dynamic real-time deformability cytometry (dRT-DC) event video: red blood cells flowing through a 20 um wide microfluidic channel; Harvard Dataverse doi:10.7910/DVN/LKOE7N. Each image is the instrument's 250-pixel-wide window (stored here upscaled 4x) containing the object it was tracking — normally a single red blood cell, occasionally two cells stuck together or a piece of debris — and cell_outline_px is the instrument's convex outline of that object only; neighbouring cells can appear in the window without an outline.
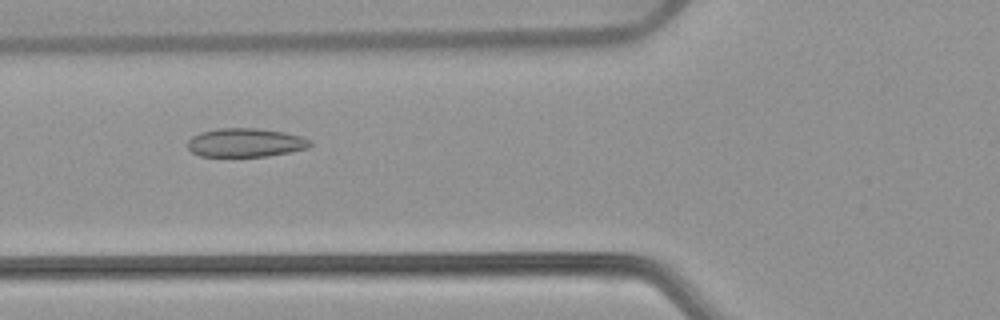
{"species": "common noctule bat (a hibernating species)", "species_latin": "Nyctalus noctula", "temperature_condition": "warm", "stored_images_in_passage": 54, "camera_frame_rate_fps": 3000, "um_per_image_px": 0.085, "animal": {"sex": "female", "body_mass_g": 22.7, "forearm_length_mm": 54.2}, "frame": {"image": 1, "passage_image": 21, "time_ms": 6.667, "image_size_px": [1000, 320], "cell_outline_px": [[312, 144], [308, 148], [292, 152], [268, 156], [200, 156], [192, 152], [188, 148], [188, 140], [192, 136], [200, 132], [216, 128], [256, 128], [284, 132], [304, 136], [312, 140]], "centroid_in_image_um": [20.91, 12.12], "position_along_channel_um": 104.9, "area_um2": 20.75}}
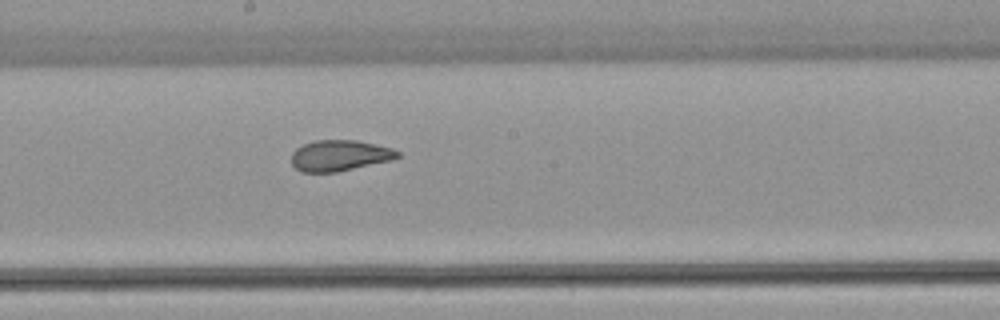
{"frame": {"image": 2, "passage_image": 30, "time_ms": 9.667, "image_size_px": [1000, 320], "cell_outline_px": [[400, 156], [392, 160], [336, 172], [300, 172], [292, 164], [292, 152], [296, 148], [304, 144], [316, 140], [356, 140], [392, 148], [400, 152]], "centroid_in_image_um": [28.87, 13.22], "position_along_channel_um": 219.3, "area_um2": 19.07}}
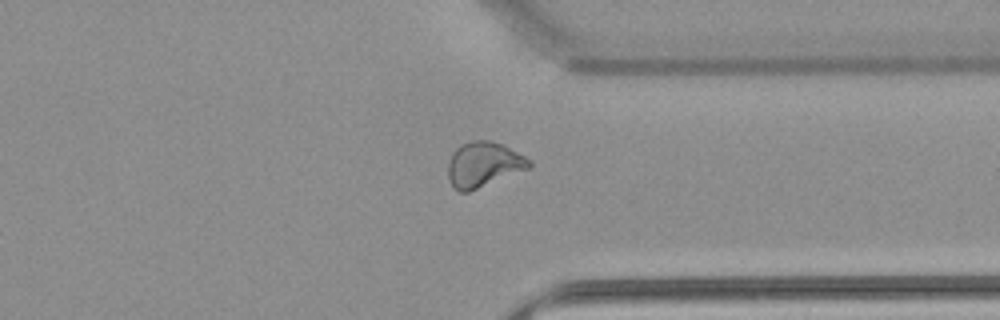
{"frame": {"image": 3, "passage_image": 42, "time_ms": 13.667, "image_size_px": [1000, 320], "cell_outline_px": [[532, 164], [528, 168], [468, 192], [460, 192], [452, 184], [448, 176], [448, 164], [452, 152], [460, 144], [472, 140], [488, 140], [504, 144], [532, 160]], "centroid_in_image_um": [41.1, 13.95], "position_along_channel_um": 370.3, "area_um2": 21.21}, "authors_computed_cell_mechanics": {"area_um2": 21.9929, "velocity_mm_per_s": 3.8115, "shape_relaxation_time_tau1_ms": 8.4313, "shape_relaxation_time_tau2_ms": 1.2226, "deformation_change_tau1": 0.1832, "deformation_change_tau2": 0.0668}}